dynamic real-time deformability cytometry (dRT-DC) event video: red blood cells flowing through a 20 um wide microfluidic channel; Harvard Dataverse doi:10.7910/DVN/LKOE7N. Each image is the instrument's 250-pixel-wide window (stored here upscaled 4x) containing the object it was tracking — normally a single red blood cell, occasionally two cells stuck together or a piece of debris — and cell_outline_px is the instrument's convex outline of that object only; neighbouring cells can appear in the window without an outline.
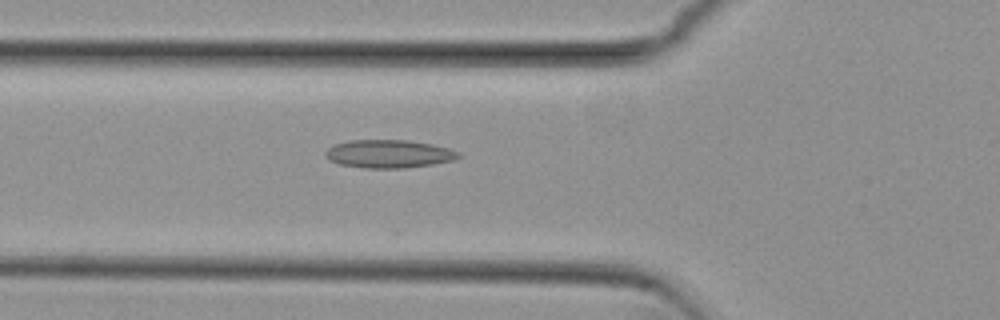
{"species": "common noctule bat (a hibernating species)", "species_latin": "Nyctalus noctula", "temperature_condition": "cold", "stored_images_in_passage": 50, "camera_frame_rate_fps": 3000, "um_per_image_px": 0.085, "animal": {"sex": "female", "body_mass_g": 29.2, "forearm_length_mm": 56.3}, "frame": {"image": 1, "passage_image": 19, "time_ms": 6.0, "image_size_px": [1000, 320], "cell_outline_px": [[460, 156], [456, 160], [432, 164], [404, 168], [364, 168], [340, 164], [328, 160], [324, 156], [324, 152], [328, 148], [336, 144], [348, 140], [408, 140], [432, 144], [448, 148], [460, 152]], "centroid_in_image_um": [33.04, 13.08], "position_along_channel_um": 92.8, "area_um2": 21.91}}
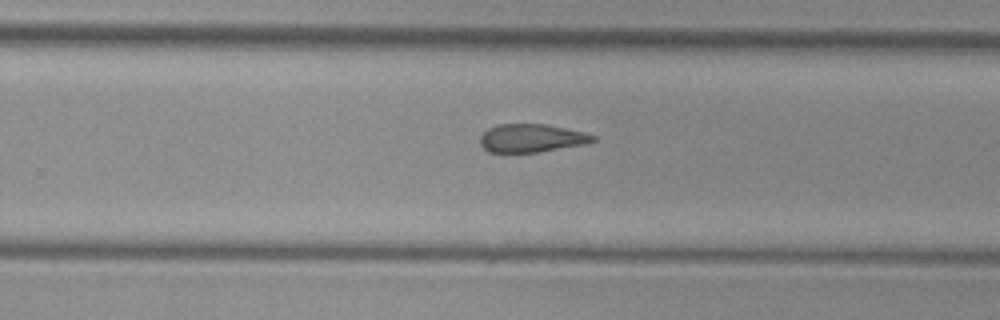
{"frame": {"image": 2, "passage_image": 34, "time_ms": 11.0, "image_size_px": [1000, 320], "cell_outline_px": [[596, 140], [584, 144], [536, 152], [488, 152], [480, 144], [480, 136], [488, 128], [496, 124], [544, 124], [584, 132], [596, 136]], "centroid_in_image_um": [45.14, 11.73], "position_along_channel_um": 284.7, "area_um2": 18.38}}
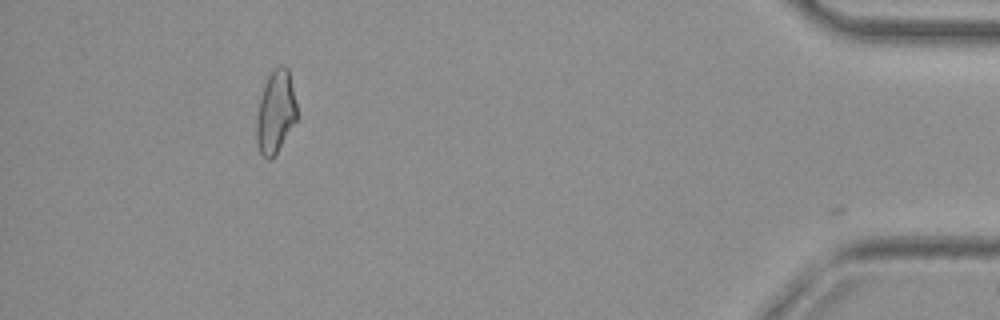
{"frame": {"image": 3, "passage_image": 49, "time_ms": 16.0, "image_size_px": [1000, 320], "cell_outline_px": [[296, 120], [272, 160], [268, 160], [260, 152], [256, 144], [256, 116], [260, 96], [268, 76], [272, 68], [280, 64], [284, 64], [288, 68], [296, 104]], "centroid_in_image_um": [23.4, 9.5], "position_along_channel_um": 411.8, "area_um2": 19.54}, "authors_computed_cell_mechanics": {"area_um2": 19.7676, "velocity_mm_per_s": 3.8314, "shape_relaxation_time_tau1_ms": null, "shape_relaxation_time_tau2_ms": 5.7019, "deformation_change_tau1": null, "deformation_change_tau2": 0.1397}}